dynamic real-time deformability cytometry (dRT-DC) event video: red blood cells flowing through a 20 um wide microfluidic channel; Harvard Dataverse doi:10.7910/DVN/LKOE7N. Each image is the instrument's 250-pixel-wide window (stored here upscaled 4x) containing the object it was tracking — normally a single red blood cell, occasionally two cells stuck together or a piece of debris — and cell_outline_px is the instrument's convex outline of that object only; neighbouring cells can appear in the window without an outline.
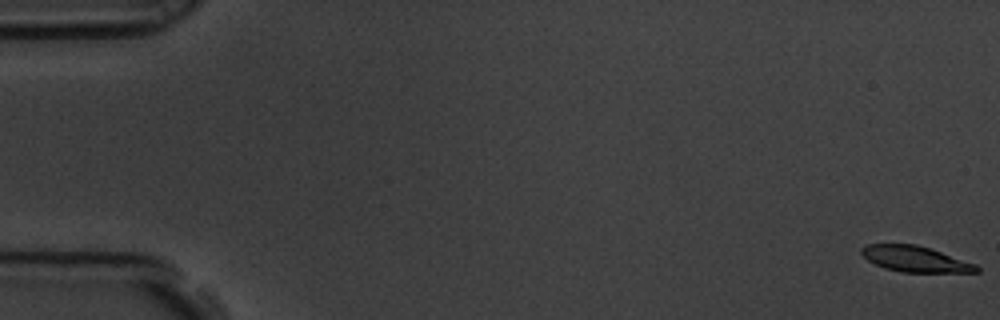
{"species": "common noctule bat (a hibernating species)", "species_latin": "Nyctalus noctula", "temperature_condition": "room temperature", "stored_images_in_passage": 6, "camera_frame_rate_fps": 3000, "um_per_image_px": 0.085, "animal": {"sex": "male", "body_mass_g": 19.5, "forearm_length_mm": 54.6}, "frame": {"image": 1, "passage_image": 1, "time_ms": 0.0, "image_size_px": [1000, 320], "cell_outline_px": [[980, 272], [900, 272], [884, 268], [868, 260], [860, 252], [860, 248], [864, 244], [916, 244], [976, 264], [980, 268]], "centroid_in_image_um": [77.76, 22.01], "position_along_channel_um": 7.2, "area_um2": 17.17}}
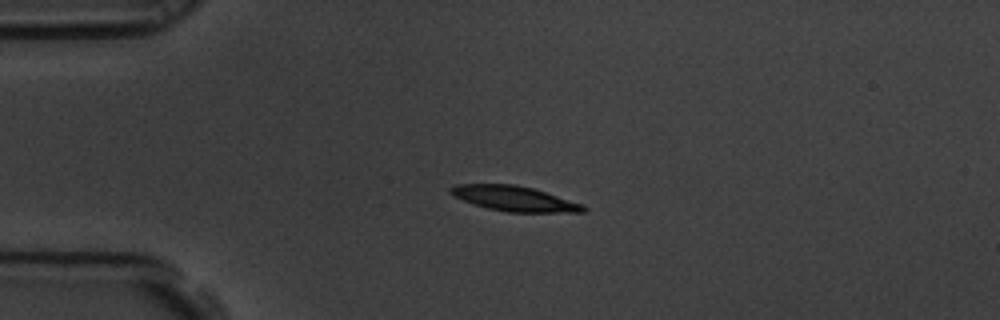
{"frame": {"image": 2, "passage_image": 5, "time_ms": 1.333, "image_size_px": [1000, 320], "cell_outline_px": [[588, 208], [584, 212], [508, 212], [488, 208], [472, 204], [452, 196], [448, 192], [448, 188], [456, 184], [516, 184], [532, 188], [584, 204]], "centroid_in_image_um": [43.68, 16.87], "position_along_channel_um": 41.3, "area_um2": 19.54}}